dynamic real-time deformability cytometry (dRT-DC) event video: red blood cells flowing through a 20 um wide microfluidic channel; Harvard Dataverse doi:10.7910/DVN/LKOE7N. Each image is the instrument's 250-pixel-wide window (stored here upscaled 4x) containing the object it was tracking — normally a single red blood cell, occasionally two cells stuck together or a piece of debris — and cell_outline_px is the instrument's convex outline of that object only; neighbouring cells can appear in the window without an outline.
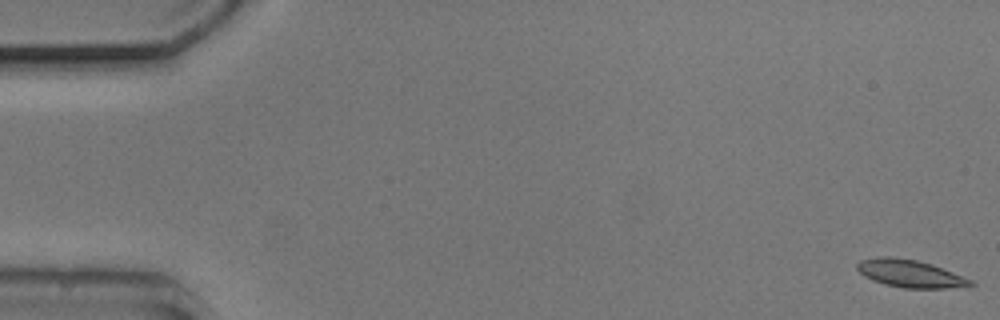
{"species": "common noctule bat (a hibernating species)", "species_latin": "Nyctalus noctula", "temperature_condition": "cold", "stored_images_in_passage": 54, "camera_frame_rate_fps": 3000, "um_per_image_px": 0.085, "animal": {"sex": "male", "body_mass_g": 20.5, "forearm_length_mm": 52.5}, "frame": {"image": 1, "passage_image": 1, "time_ms": 0.0, "image_size_px": [1000, 320], "cell_outline_px": [[976, 284], [968, 288], [904, 288], [884, 284], [872, 280], [864, 276], [856, 268], [856, 264], [860, 260], [880, 256], [888, 256], [916, 260], [932, 264], [972, 280]], "centroid_in_image_um": [77.38, 23.26], "position_along_channel_um": 7.6, "area_um2": 18.38}}
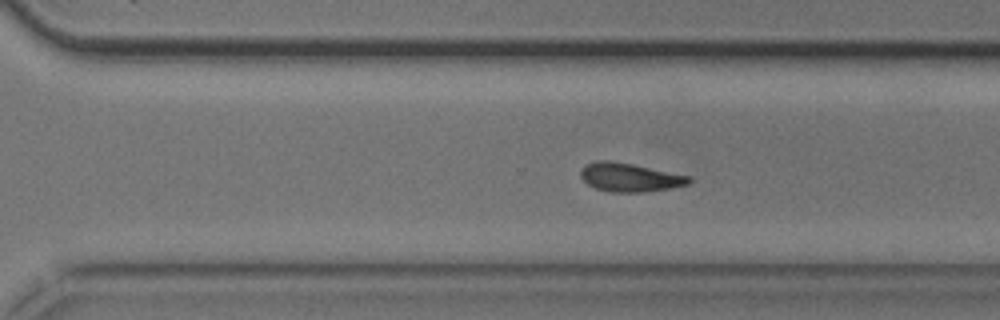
{"frame": {"image": 2, "passage_image": 37, "time_ms": 12.0, "image_size_px": [1000, 320], "cell_outline_px": [[692, 180], [688, 184], [668, 188], [644, 192], [608, 192], [596, 188], [588, 184], [580, 176], [580, 172], [588, 164], [596, 160], [612, 160], [692, 176]], "centroid_in_image_um": [53.54, 15.07], "position_along_channel_um": 317.1, "area_um2": 17.98}}
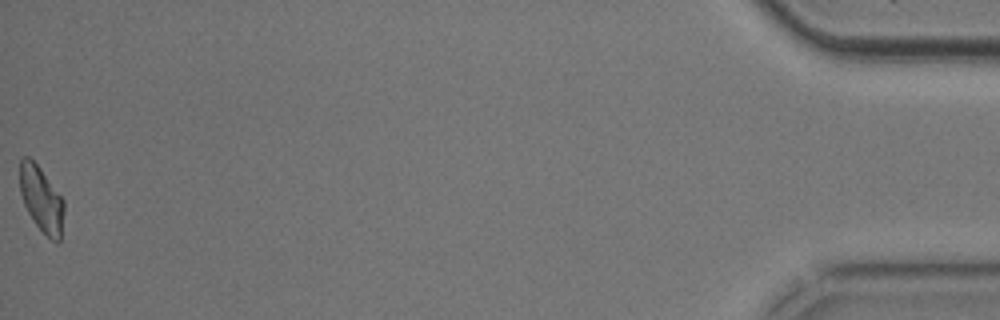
{"frame": {"image": 3, "passage_image": 54, "time_ms": 17.667, "image_size_px": [1000, 320], "cell_outline_px": [[64, 212], [60, 240], [56, 244], [36, 224], [28, 212], [24, 204], [20, 192], [20, 160], [24, 156], [28, 156], [40, 168], [64, 200]], "centroid_in_image_um": [3.52, 16.93], "position_along_channel_um": 431.7, "area_um2": 16.65}, "authors_computed_cell_mechanics": {"area_um2": 18.0625, "velocity_mm_per_s": 3.769, "shape_relaxation_time_tau1_ms": 5.5613, "shape_relaxation_time_tau2_ms": 8.1722, "deformation_change_tau1": 0.1301, "deformation_change_tau2": 0.1528}}